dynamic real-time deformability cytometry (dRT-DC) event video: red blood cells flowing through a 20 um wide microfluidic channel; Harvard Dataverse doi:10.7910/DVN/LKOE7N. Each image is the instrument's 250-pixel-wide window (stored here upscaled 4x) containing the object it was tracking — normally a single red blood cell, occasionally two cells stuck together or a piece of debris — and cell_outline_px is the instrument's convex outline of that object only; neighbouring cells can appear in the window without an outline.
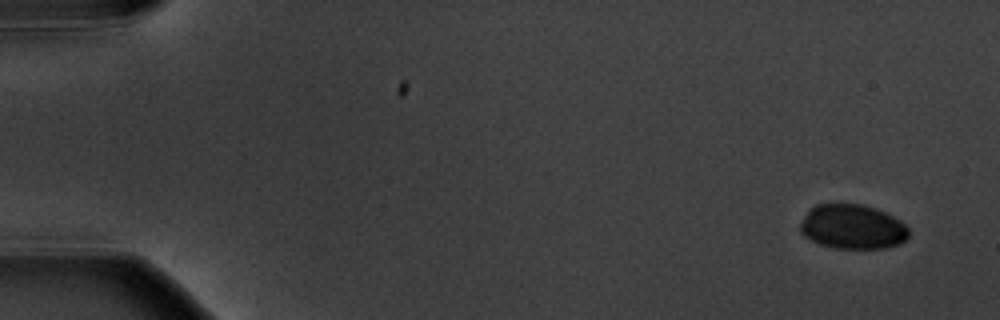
{"species": "common noctule bat (a hibernating species)", "species_latin": "Nyctalus noctula", "temperature_condition": "warm", "stored_images_in_passage": 6, "camera_frame_rate_fps": 3000, "um_per_image_px": 0.085, "animal": {"sex": "male", "body_mass_g": 20.1, "forearm_length_mm": 53.5}, "frame": {"image": 1, "passage_image": 1, "time_ms": 0.0, "image_size_px": [1000, 320], "cell_outline_px": [[908, 236], [900, 244], [888, 248], [836, 248], [820, 244], [804, 236], [800, 232], [800, 224], [808, 208], [816, 204], [860, 204], [876, 208], [900, 220], [908, 228]], "centroid_in_image_um": [72.45, 19.27], "position_along_channel_um": 12.6, "area_um2": 28.21}}
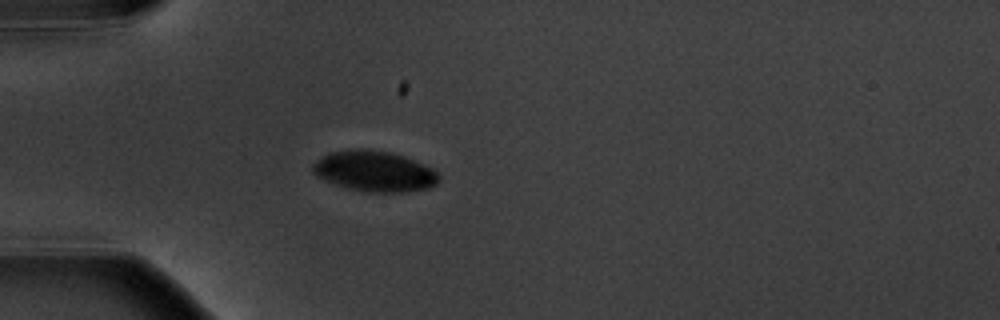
{"frame": {"image": 2, "passage_image": 5, "time_ms": 4.667, "image_size_px": [1000, 320], "cell_outline_px": [[440, 180], [436, 184], [428, 188], [408, 192], [364, 192], [348, 188], [324, 180], [316, 176], [312, 172], [312, 164], [324, 156], [332, 152], [360, 148], [388, 152], [412, 160], [432, 168], [440, 176]], "centroid_in_image_um": [31.83, 14.58], "position_along_channel_um": 53.2, "area_um2": 29.54}}